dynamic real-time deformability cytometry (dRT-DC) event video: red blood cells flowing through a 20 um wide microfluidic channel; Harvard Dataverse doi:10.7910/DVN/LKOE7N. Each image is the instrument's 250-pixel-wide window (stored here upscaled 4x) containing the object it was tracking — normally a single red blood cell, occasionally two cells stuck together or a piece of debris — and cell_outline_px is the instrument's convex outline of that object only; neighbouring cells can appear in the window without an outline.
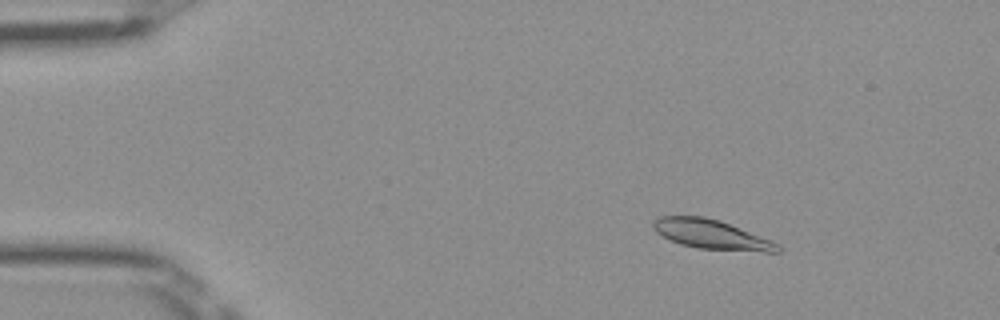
{"species": "Egyptian fruit bat (a non-hibernating species)", "species_latin": "Rousettus aegyptiacus", "temperature_condition": "room temperature", "stored_images_in_passage": 45, "camera_frame_rate_fps": 3000, "um_per_image_px": 0.085, "frame": {"image": 1, "passage_image": 2, "time_ms": 0.333, "image_size_px": [1000, 320], "cell_outline_px": [[780, 252], [764, 252], [700, 248], [680, 244], [656, 232], [652, 228], [652, 220], [660, 216], [704, 216], [720, 220], [780, 244]], "centroid_in_image_um": [60.45, 19.92], "position_along_channel_um": 24.5, "area_um2": 21.15}}
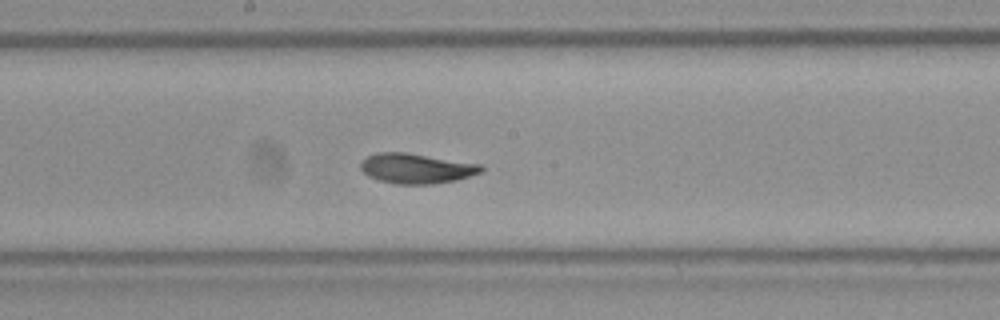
{"frame": {"image": 2, "passage_image": 22, "time_ms": 7.0, "image_size_px": [1000, 320], "cell_outline_px": [[484, 172], [456, 180], [432, 184], [396, 184], [380, 180], [368, 176], [360, 168], [360, 164], [368, 156], [376, 152], [408, 152], [484, 164]], "centroid_in_image_um": [35.46, 14.3], "position_along_channel_um": 212.7, "area_um2": 21.39}}
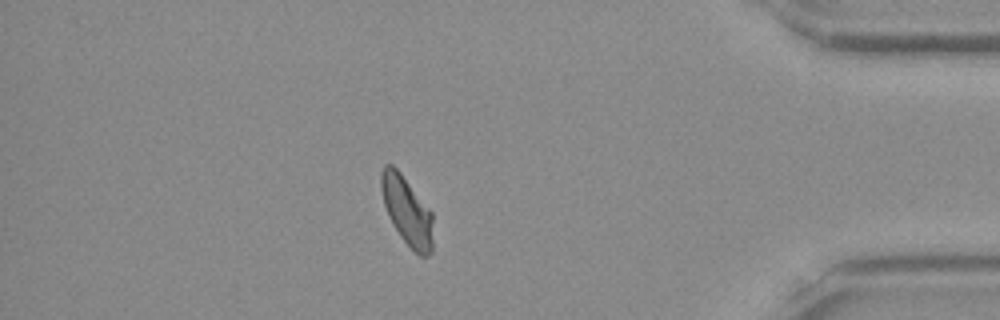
{"frame": {"image": 3, "passage_image": 39, "time_ms": 12.667, "image_size_px": [1000, 320], "cell_outline_px": [[432, 252], [428, 256], [420, 256], [400, 236], [392, 224], [388, 216], [384, 204], [380, 188], [380, 172], [384, 164], [392, 164], [400, 172], [432, 212]], "centroid_in_image_um": [34.57, 17.9], "position_along_channel_um": 400.6, "area_um2": 20.63}, "authors_computed_cell_mechanics": {"area_um2": 21.2126, "velocity_mm_per_s": 3.9881, "shape_relaxation_time_tau1_ms": 2.2681, "shape_relaxation_time_tau2_ms": 1.4978, "deformation_change_tau1": 0.1303, "deformation_change_tau2": 0.0568}}